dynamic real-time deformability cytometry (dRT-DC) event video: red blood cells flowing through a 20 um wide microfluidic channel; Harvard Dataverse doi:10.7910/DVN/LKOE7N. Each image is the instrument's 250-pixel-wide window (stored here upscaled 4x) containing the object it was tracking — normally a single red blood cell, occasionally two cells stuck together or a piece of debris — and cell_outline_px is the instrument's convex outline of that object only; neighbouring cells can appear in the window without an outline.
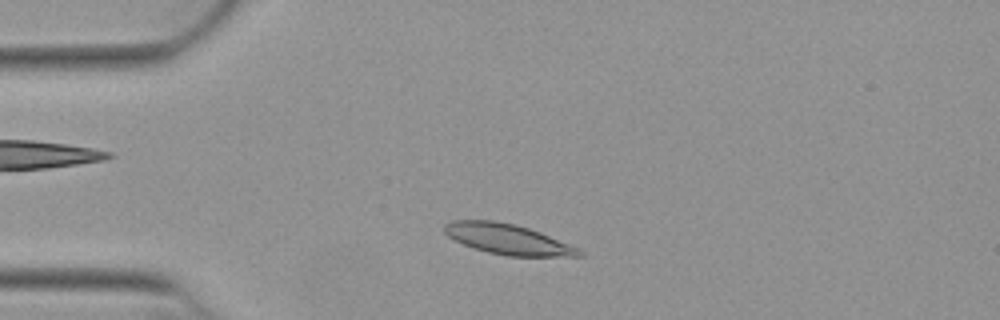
{"species": "Egyptian fruit bat (a non-hibernating species)", "species_latin": "Rousettus aegyptiacus", "temperature_condition": "warm", "stored_images_in_passage": 46, "camera_frame_rate_fps": 3000, "um_per_image_px": 0.085, "animal": {"sex": "female"}, "frame": {"image": 1, "passage_image": 7, "time_ms": 2.0, "image_size_px": [1000, 320], "cell_outline_px": [[584, 256], [508, 256], [488, 252], [464, 244], [448, 236], [444, 232], [444, 224], [452, 220], [492, 220], [516, 224], [540, 232], [576, 248], [584, 252]], "centroid_in_image_um": [43.13, 20.32], "position_along_channel_um": 41.9, "area_um2": 23.47}}
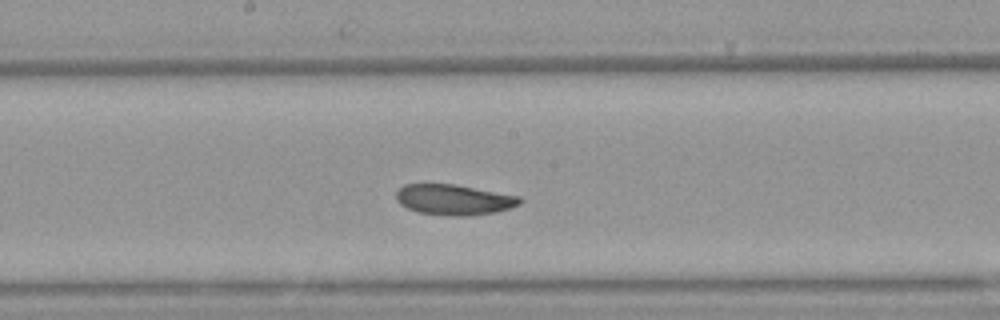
{"frame": {"image": 2, "passage_image": 22, "time_ms": 7.0, "image_size_px": [1000, 320], "cell_outline_px": [[524, 200], [520, 204], [512, 208], [496, 212], [472, 216], [456, 216], [416, 212], [400, 204], [396, 200], [396, 192], [404, 184], [456, 184], [520, 196]], "centroid_in_image_um": [38.62, 16.97], "position_along_channel_um": 209.6, "area_um2": 22.25}}
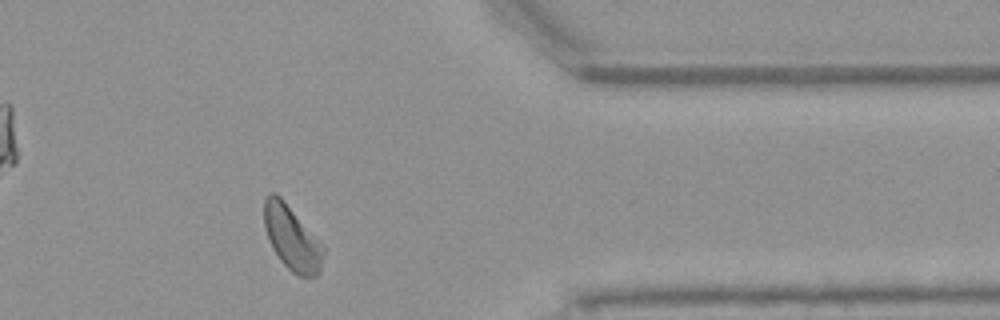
{"frame": {"image": 3, "passage_image": 37, "time_ms": 12.0, "image_size_px": [1000, 320], "cell_outline_px": [[324, 252], [320, 272], [316, 276], [300, 276], [292, 272], [280, 260], [272, 248], [264, 224], [264, 200], [268, 192], [276, 192], [284, 200], [324, 244]], "centroid_in_image_um": [24.82, 20.21], "position_along_channel_um": 386.6, "area_um2": 22.37}, "authors_computed_cell_mechanics": {"area_um2": 22.542, "velocity_mm_per_s": 3.8839, "shape_relaxation_time_tau1_ms": 3.135, "shape_relaxation_time_tau2_ms": 5.4368, "deformation_change_tau1": 0.0995, "deformation_change_tau2": 0.1041}}